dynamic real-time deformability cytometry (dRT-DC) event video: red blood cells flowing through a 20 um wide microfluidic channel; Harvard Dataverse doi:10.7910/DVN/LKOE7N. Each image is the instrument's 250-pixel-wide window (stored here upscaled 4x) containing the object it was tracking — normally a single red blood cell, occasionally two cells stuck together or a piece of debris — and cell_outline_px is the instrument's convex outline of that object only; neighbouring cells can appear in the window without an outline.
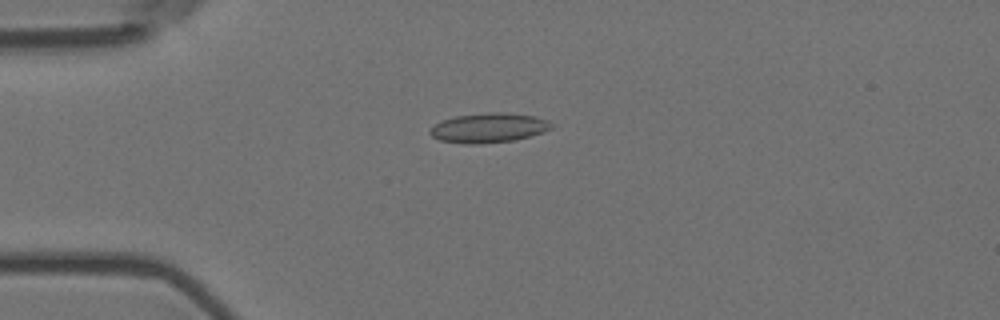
{"species": "Egyptian fruit bat (a non-hibernating species)", "species_latin": "Rousettus aegyptiacus", "temperature_condition": "room temperature", "stored_images_in_passage": 56, "camera_frame_rate_fps": 3000, "um_per_image_px": 0.085, "animal": {"sex": "female"}, "frame": {"image": 1, "passage_image": 14, "time_ms": 4.333, "image_size_px": [1000, 320], "cell_outline_px": [[556, 124], [552, 128], [544, 132], [516, 140], [476, 144], [464, 144], [440, 140], [432, 136], [428, 132], [436, 124], [444, 120], [456, 116], [488, 112], [504, 112], [536, 116], [548, 120]], "centroid_in_image_um": [41.61, 10.86], "position_along_channel_um": 43.4, "area_um2": 21.04}}
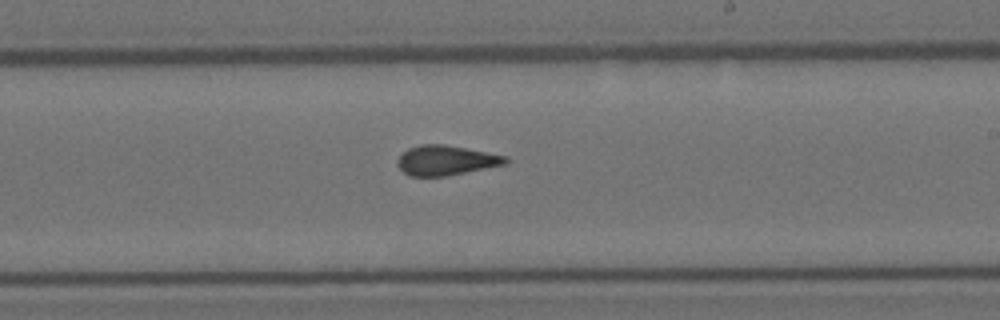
{"frame": {"image": 2, "passage_image": 33, "time_ms": 10.667, "image_size_px": [1000, 320], "cell_outline_px": [[508, 164], [448, 176], [408, 176], [396, 164], [396, 160], [408, 148], [420, 144], [444, 144], [508, 156]], "centroid_in_image_um": [37.92, 13.63], "position_along_channel_um": 251.1, "area_um2": 18.96}}
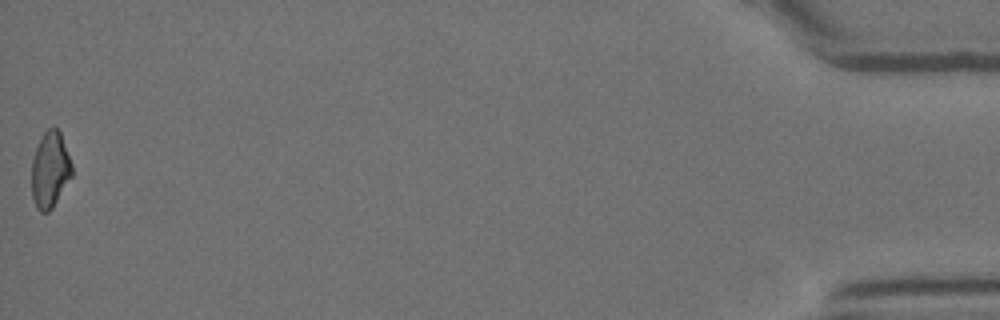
{"frame": {"image": 3, "passage_image": 56, "time_ms": 18.333, "image_size_px": [1000, 320], "cell_outline_px": [[72, 176], [52, 208], [48, 212], [40, 212], [36, 208], [32, 196], [32, 160], [36, 148], [44, 132], [52, 124], [60, 132], [72, 164]], "centroid_in_image_um": [4.25, 14.43], "position_along_channel_um": 430.9, "area_um2": 17.8}, "authors_computed_cell_mechanics": {"area_um2": 18.9584, "velocity_mm_per_s": 3.6178, "shape_relaxation_time_tau1_ms": null, "shape_relaxation_time_tau2_ms": 1.8126, "deformation_change_tau1": null, "deformation_change_tau2": 0.0864}}